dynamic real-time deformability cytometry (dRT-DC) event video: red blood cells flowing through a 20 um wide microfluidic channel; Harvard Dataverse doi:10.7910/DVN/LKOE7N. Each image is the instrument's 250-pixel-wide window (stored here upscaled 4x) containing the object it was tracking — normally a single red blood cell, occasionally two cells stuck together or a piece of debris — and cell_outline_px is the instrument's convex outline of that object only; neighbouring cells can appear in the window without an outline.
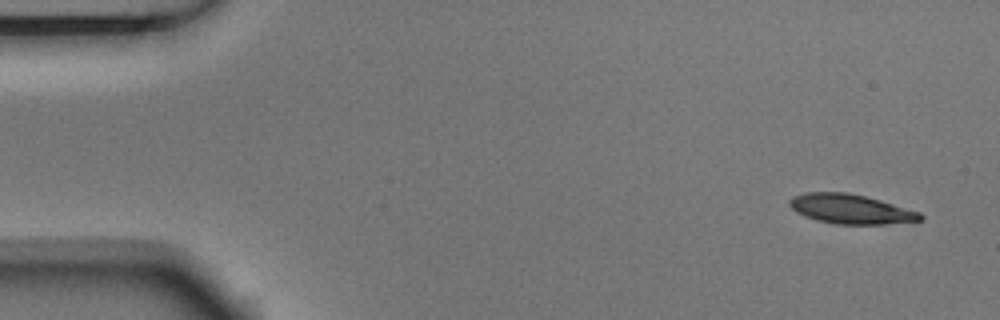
{"species": "Egyptian fruit bat (a non-hibernating species)", "species_latin": "Rousettus aegyptiacus", "temperature_condition": "room temperature", "stored_images_in_passage": 2, "camera_frame_rate_fps": 3000, "um_per_image_px": 0.085, "animal": {"sex": "male"}, "frame": {"image": 1, "passage_image": 1, "time_ms": 0.0, "image_size_px": [1000, 320], "cell_outline_px": [[924, 220], [884, 224], [836, 224], [816, 220], [804, 216], [796, 212], [788, 204], [788, 200], [792, 196], [804, 192], [848, 192], [880, 200], [920, 212], [924, 216]], "centroid_in_image_um": [72.28, 17.76], "position_along_channel_um": 12.7, "area_um2": 22.6}}